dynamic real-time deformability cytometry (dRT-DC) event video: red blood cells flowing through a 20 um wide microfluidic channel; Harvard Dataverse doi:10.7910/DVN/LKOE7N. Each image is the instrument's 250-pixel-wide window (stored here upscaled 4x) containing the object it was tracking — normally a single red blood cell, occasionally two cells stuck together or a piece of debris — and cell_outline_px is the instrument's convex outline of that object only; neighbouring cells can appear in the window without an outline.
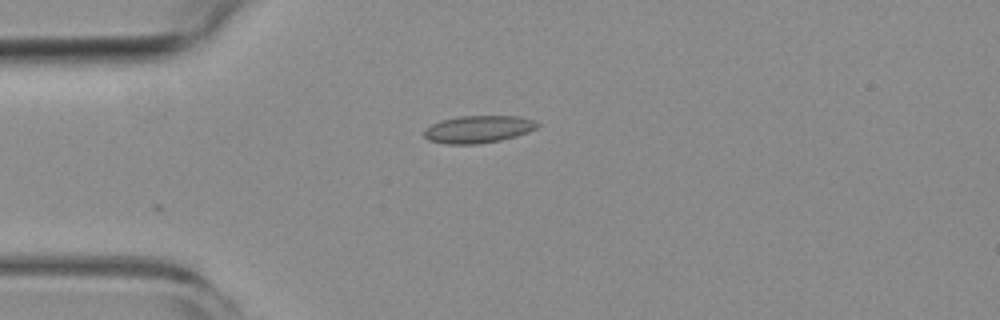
{"species": "common noctule bat (a hibernating species)", "species_latin": "Nyctalus noctula", "temperature_condition": "room temperature", "stored_images_in_passage": 4, "camera_frame_rate_fps": 3000, "um_per_image_px": 0.085, "animal": {"sex": "female", "body_mass_g": 19.3, "forearm_length_mm": 54.1}, "frame": {"image": 1, "passage_image": 4, "time_ms": 4.333, "image_size_px": [1000, 320], "cell_outline_px": [[540, 124], [536, 128], [528, 132], [516, 136], [500, 140], [476, 144], [448, 144], [428, 140], [424, 136], [424, 128], [440, 120], [460, 116], [520, 116], [536, 120]], "centroid_in_image_um": [40.66, 10.97], "position_along_channel_um": 44.3, "area_um2": 18.15}}